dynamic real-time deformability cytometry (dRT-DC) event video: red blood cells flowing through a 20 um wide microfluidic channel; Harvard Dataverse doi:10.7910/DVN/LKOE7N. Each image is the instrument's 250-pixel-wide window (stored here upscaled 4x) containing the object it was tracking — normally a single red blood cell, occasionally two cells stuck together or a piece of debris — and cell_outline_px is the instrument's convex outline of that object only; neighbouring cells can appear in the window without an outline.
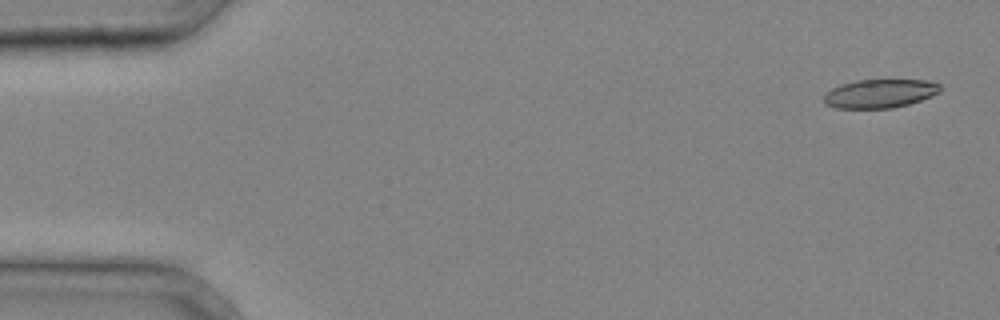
{"species": "common noctule bat (a hibernating species)", "species_latin": "Nyctalus noctula", "temperature_condition": "cold", "stored_images_in_passage": 3, "camera_frame_rate_fps": 3000, "um_per_image_px": 0.085, "animal": {"sex": "male", "body_mass_g": 20.4}, "frame": {"image": 1, "passage_image": 1, "time_ms": 0.0, "image_size_px": [1000, 320], "cell_outline_px": [[940, 92], [932, 96], [908, 104], [892, 108], [836, 108], [824, 104], [824, 96], [832, 88], [840, 84], [856, 80], [928, 80], [940, 84]], "centroid_in_image_um": [74.79, 7.95], "position_along_channel_um": 10.2, "area_um2": 19.42}}